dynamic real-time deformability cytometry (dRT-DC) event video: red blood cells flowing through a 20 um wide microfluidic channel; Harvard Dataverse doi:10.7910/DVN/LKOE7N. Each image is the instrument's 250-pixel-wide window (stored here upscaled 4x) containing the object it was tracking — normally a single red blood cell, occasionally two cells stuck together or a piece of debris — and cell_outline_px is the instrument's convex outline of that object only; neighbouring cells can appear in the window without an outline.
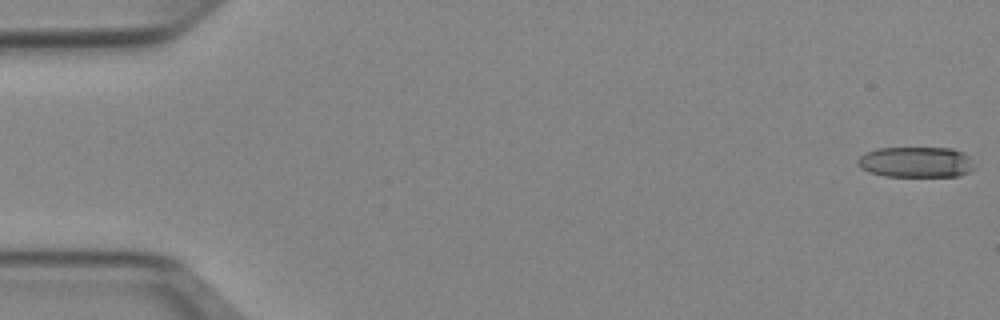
{"species": "Egyptian fruit bat (a non-hibernating species)", "species_latin": "Rousettus aegyptiacus", "temperature_condition": "cold", "stored_images_in_passage": 51, "camera_frame_rate_fps": 3000, "um_per_image_px": 0.085, "animal": {"sex": "female"}, "frame": {"image": 1, "passage_image": 1, "time_ms": 0.0, "image_size_px": [1000, 320], "cell_outline_px": [[976, 168], [960, 176], [884, 176], [868, 172], [860, 168], [856, 164], [856, 160], [864, 152], [876, 148], [952, 148], [964, 152], [968, 156]], "centroid_in_image_um": [77.83, 13.78], "position_along_channel_um": 7.2, "area_um2": 21.15}}
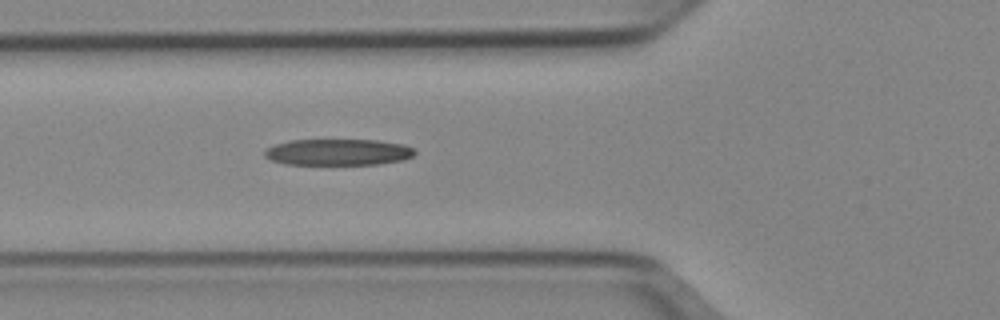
{"frame": {"image": 2, "passage_image": 19, "time_ms": 6.0, "image_size_px": [1000, 320], "cell_outline_px": [[416, 152], [412, 156], [400, 160], [376, 164], [284, 164], [272, 160], [264, 156], [264, 148], [288, 140], [376, 140], [404, 144], [412, 148]], "centroid_in_image_um": [28.69, 12.92], "position_along_channel_um": 97.1, "area_um2": 22.95}}
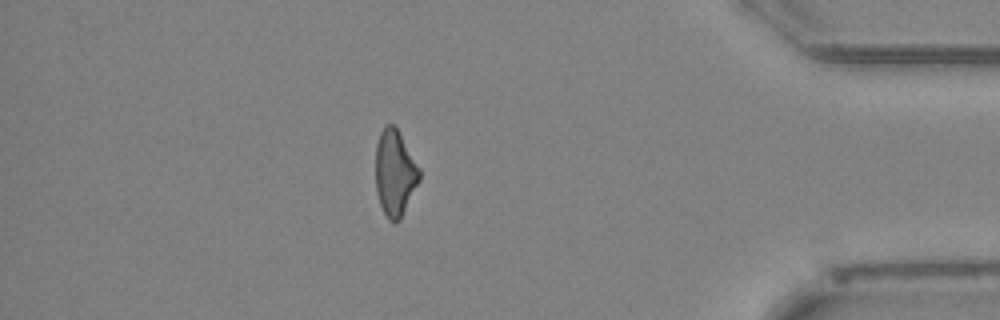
{"frame": {"image": 3, "passage_image": 45, "time_ms": 14.667, "image_size_px": [1000, 320], "cell_outline_px": [[420, 180], [400, 220], [396, 224], [392, 224], [388, 220], [380, 204], [376, 192], [376, 144], [380, 132], [384, 124], [392, 124], [396, 128], [420, 168]], "centroid_in_image_um": [33.56, 14.74], "position_along_channel_um": 401.6, "area_um2": 22.02}, "authors_computed_cell_mechanics": {"area_um2": 22.9466, "velocity_mm_per_s": 3.9631, "shape_relaxation_time_tau1_ms": 9.8511, "shape_relaxation_time_tau2_ms": 6.7925, "deformation_change_tau1": 0.2508, "deformation_change_tau2": 0.1956}}